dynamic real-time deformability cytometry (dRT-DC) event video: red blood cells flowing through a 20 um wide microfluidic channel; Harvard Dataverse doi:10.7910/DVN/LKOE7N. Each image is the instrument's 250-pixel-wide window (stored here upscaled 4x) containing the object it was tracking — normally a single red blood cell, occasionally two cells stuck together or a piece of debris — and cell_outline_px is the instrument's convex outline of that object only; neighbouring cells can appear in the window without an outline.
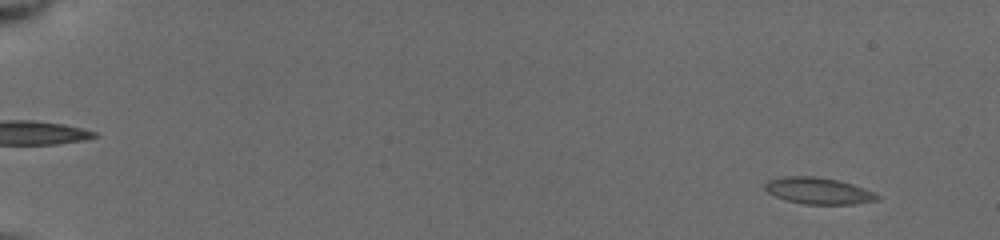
{"species": "common noctule bat (a hibernating species)", "species_latin": "Nyctalus noctula", "temperature_condition": "cold", "stored_images_in_passage": 58, "camera_frame_rate_fps": 3000, "um_per_image_px": 0.085, "animal": {"sex": "female", "body_mass_g": 19.5, "forearm_length_mm": 54.1}, "frame": {"image": 1, "passage_image": 6, "time_ms": 1.333, "image_size_px": [1000, 240], "cell_outline_px": [[880, 196], [876, 200], [852, 204], [804, 204], [788, 200], [776, 196], [768, 192], [764, 188], [764, 184], [768, 180], [784, 176], [816, 176], [836, 180], [852, 184], [876, 192]], "centroid_in_image_um": [69.56, 16.21], "position_along_channel_um": 15.4, "area_um2": 17.22}}
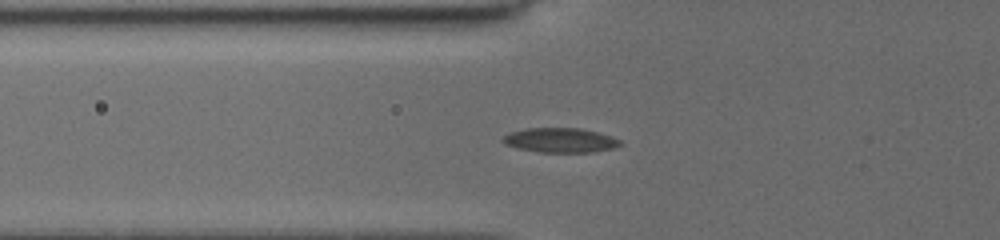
{"frame": {"image": 2, "passage_image": 51, "time_ms": 7.0, "image_size_px": [1000, 240], "cell_outline_px": [[624, 144], [616, 148], [596, 152], [536, 152], [516, 148], [504, 144], [500, 140], [504, 136], [512, 132], [528, 128], [580, 128], [612, 136], [620, 140]], "centroid_in_image_um": [47.65, 11.93], "position_along_channel_um": 78.1, "area_um2": 16.99}}